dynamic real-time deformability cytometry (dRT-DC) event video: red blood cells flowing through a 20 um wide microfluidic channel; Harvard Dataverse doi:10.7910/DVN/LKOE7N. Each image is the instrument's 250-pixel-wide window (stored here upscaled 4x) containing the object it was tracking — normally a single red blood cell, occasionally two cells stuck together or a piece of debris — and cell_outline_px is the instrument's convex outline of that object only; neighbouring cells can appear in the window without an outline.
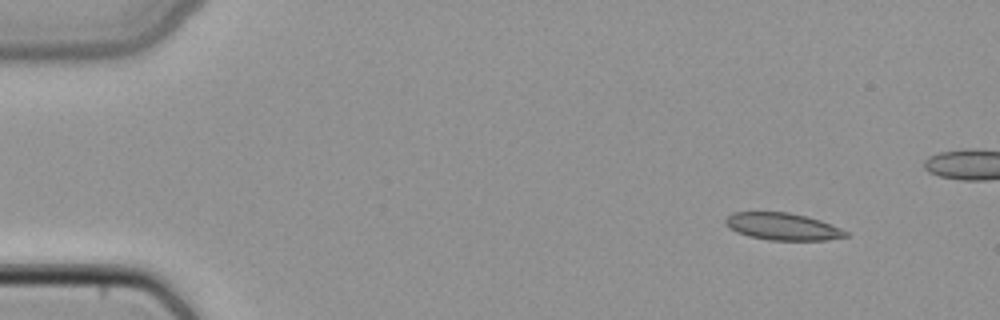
{"species": "common noctule bat (a hibernating species)", "species_latin": "Nyctalus noctula", "temperature_condition": "cold", "stored_images_in_passage": 46, "camera_frame_rate_fps": 3000, "um_per_image_px": 0.085, "animal": {"sex": "female", "body_mass_g": 22.7, "forearm_length_mm": 54.2}, "frame": {"image": 1, "passage_image": 1, "time_ms": 0.0, "image_size_px": [1000, 320], "cell_outline_px": [[848, 236], [824, 240], [768, 240], [748, 236], [736, 232], [728, 228], [724, 224], [724, 220], [732, 212], [788, 212], [820, 220], [840, 228], [848, 232]], "centroid_in_image_um": [66.46, 19.25], "position_along_channel_um": 18.5, "area_um2": 19.02}}
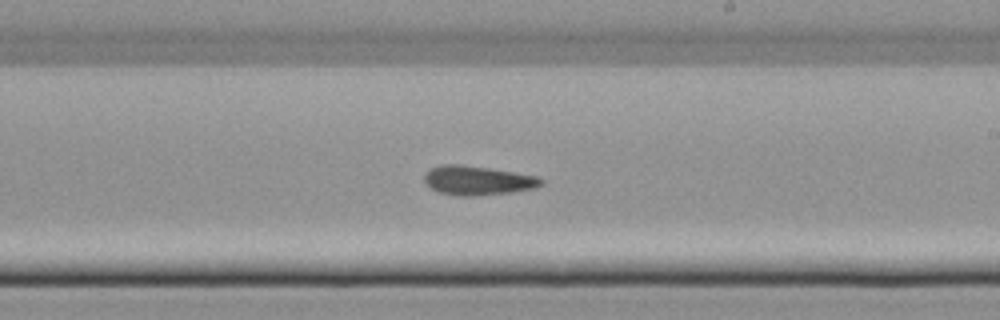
{"frame": {"image": 2, "passage_image": 25, "time_ms": 8.0, "image_size_px": [1000, 320], "cell_outline_px": [[544, 184], [536, 188], [508, 192], [472, 196], [460, 196], [440, 192], [432, 188], [424, 180], [424, 172], [428, 168], [440, 164], [460, 164], [488, 168], [536, 176], [544, 180]], "centroid_in_image_um": [40.57, 15.32], "position_along_channel_um": 248.4, "area_um2": 19.77}}
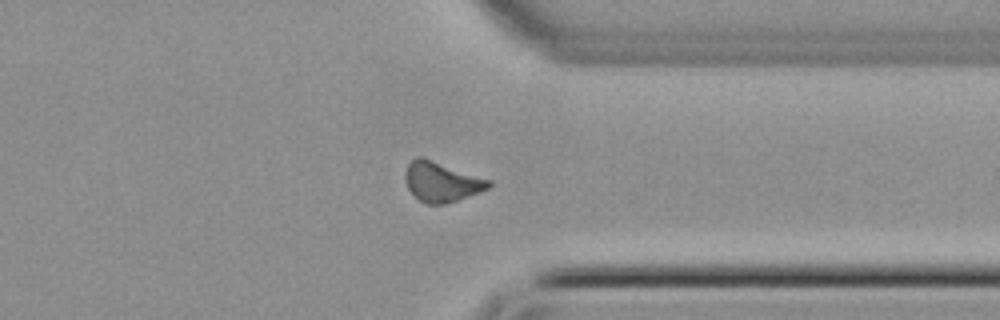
{"frame": {"image": 3, "passage_image": 34, "time_ms": 11.0, "image_size_px": [1000, 320], "cell_outline_px": [[492, 184], [488, 188], [480, 192], [444, 204], [424, 204], [408, 188], [404, 176], [404, 172], [408, 164], [416, 156], [424, 156], [492, 180]], "centroid_in_image_um": [37.53, 15.42], "position_along_channel_um": 373.9, "area_um2": 19.59}}